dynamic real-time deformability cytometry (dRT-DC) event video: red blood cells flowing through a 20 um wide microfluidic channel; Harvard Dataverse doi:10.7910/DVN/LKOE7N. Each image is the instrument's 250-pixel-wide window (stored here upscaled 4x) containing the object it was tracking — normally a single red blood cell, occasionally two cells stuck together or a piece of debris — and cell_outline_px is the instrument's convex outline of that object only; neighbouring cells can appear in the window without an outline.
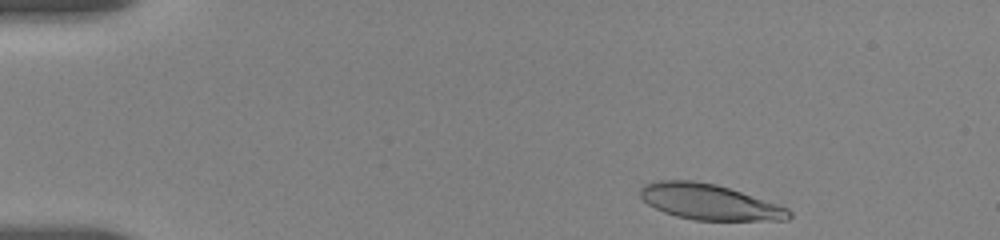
{"species": "human", "species_latin": "Homo sapiens", "temperature_condition": "room temperature", "stored_images_in_passage": 12, "camera_frame_rate_fps": 3000, "um_per_image_px": 0.085, "donor": {"sex": "female"}, "frame": {"image": 1, "passage_image": 2, "time_ms": 0.333, "image_size_px": [1000, 240], "cell_outline_px": [[792, 216], [788, 220], [696, 220], [676, 216], [664, 212], [648, 204], [640, 196], [640, 188], [644, 184], [656, 180], [692, 180], [716, 184], [788, 208], [792, 212]], "centroid_in_image_um": [60.27, 17.16], "position_along_channel_um": 24.7, "area_um2": 30.63}}
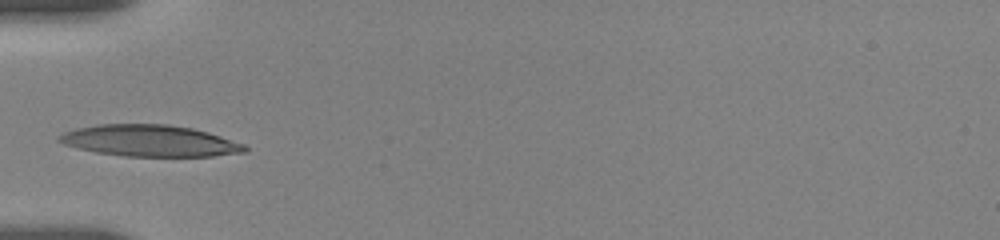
{"frame": {"image": 2, "passage_image": 11, "time_ms": 4.0, "image_size_px": [1000, 240], "cell_outline_px": [[248, 152], [212, 156], [124, 156], [96, 152], [76, 148], [64, 144], [56, 140], [56, 136], [64, 132], [76, 128], [96, 124], [168, 124], [192, 128], [208, 132], [244, 144], [248, 148]], "centroid_in_image_um": [12.7, 11.96], "position_along_channel_um": 72.3, "area_um2": 34.22}}